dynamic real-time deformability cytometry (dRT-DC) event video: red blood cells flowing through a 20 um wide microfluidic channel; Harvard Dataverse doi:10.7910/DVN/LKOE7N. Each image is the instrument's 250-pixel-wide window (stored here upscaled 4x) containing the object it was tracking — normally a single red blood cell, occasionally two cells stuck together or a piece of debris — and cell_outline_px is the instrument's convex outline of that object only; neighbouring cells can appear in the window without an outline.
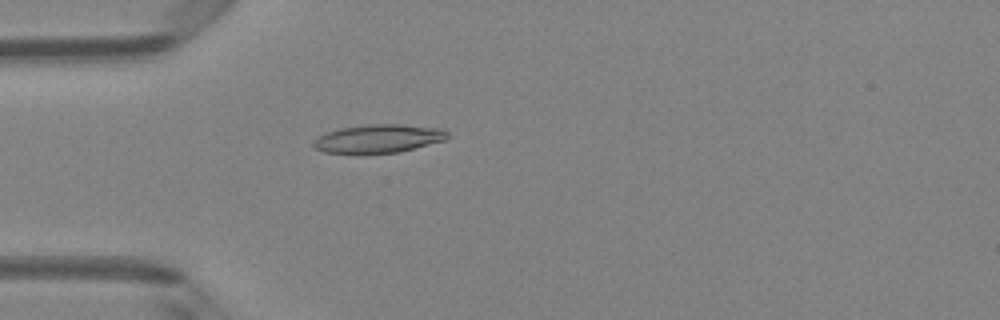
{"species": "Egyptian fruit bat (a non-hibernating species)", "species_latin": "Rousettus aegyptiacus", "temperature_condition": "room temperature", "stored_images_in_passage": 42, "camera_frame_rate_fps": 3000, "um_per_image_px": 0.085, "animal": {"sex": "female"}, "frame": {"image": 1, "passage_image": 14, "time_ms": 4.333, "image_size_px": [1000, 320], "cell_outline_px": [[448, 136], [444, 140], [400, 152], [324, 152], [316, 148], [312, 144], [312, 140], [328, 132], [340, 128], [372, 124], [400, 124], [440, 128], [448, 132]], "centroid_in_image_um": [32.18, 11.76], "position_along_channel_um": 52.8, "area_um2": 21.62}}
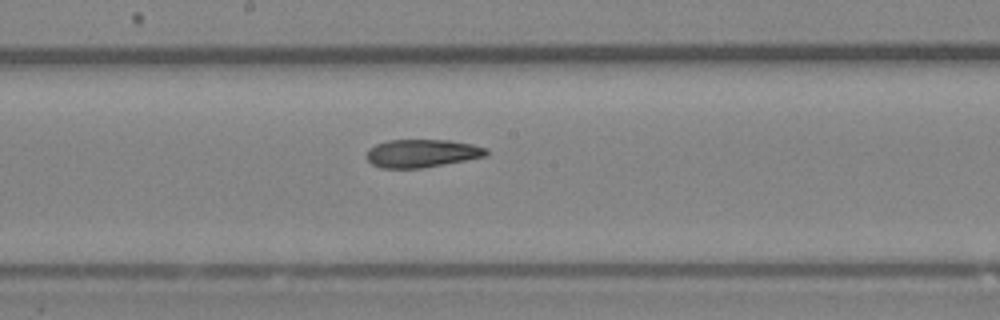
{"frame": {"image": 2, "passage_image": 26, "time_ms": 8.333, "image_size_px": [1000, 320], "cell_outline_px": [[488, 156], [420, 168], [380, 168], [372, 164], [364, 156], [368, 148], [376, 144], [388, 140], [448, 140], [472, 144], [488, 148]], "centroid_in_image_um": [35.84, 13.03], "position_along_channel_um": 212.4, "area_um2": 19.65}}
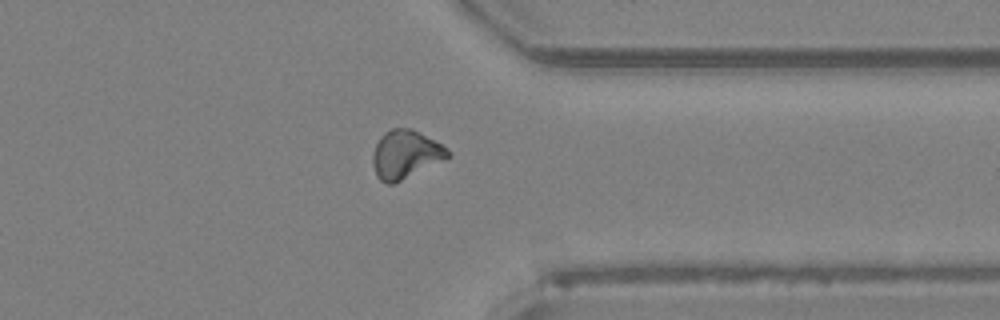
{"frame": {"image": 3, "passage_image": 38, "time_ms": 12.333, "image_size_px": [1000, 320], "cell_outline_px": [[452, 156], [392, 184], [388, 184], [380, 180], [376, 176], [372, 164], [372, 152], [380, 136], [384, 132], [392, 128], [412, 128], [448, 148], [452, 152]], "centroid_in_image_um": [34.45, 13.11], "position_along_channel_um": 376.9, "area_um2": 21.15}, "authors_computed_cell_mechanics": {"area_um2": 20.8369, "velocity_mm_per_s": 4.1987, "shape_relaxation_time_tau1_ms": null, "shape_relaxation_time_tau2_ms": 3.23, "deformation_change_tau1": null, "deformation_change_tau2": 0.1097}}